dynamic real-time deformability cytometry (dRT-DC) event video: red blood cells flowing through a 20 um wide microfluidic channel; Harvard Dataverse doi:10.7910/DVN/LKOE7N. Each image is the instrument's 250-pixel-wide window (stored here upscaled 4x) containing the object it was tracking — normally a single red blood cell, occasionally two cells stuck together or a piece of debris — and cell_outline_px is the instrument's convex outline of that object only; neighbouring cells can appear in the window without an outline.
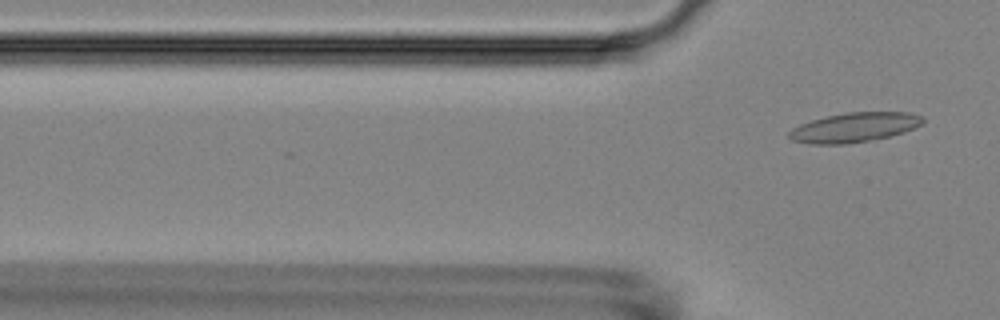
{"species": "Egyptian fruit bat (a non-hibernating species)", "species_latin": "Rousettus aegyptiacus", "temperature_condition": "room temperature", "stored_images_in_passage": 5, "camera_frame_rate_fps": 3000, "um_per_image_px": 0.085, "animal": {"sex": "female"}, "frame": {"image": 1, "passage_image": 5, "time_ms": 5.667, "image_size_px": [1000, 320], "cell_outline_px": [[924, 120], [920, 124], [904, 132], [888, 136], [848, 144], [812, 144], [792, 140], [788, 136], [788, 132], [792, 128], [800, 124], [812, 120], [828, 116], [848, 112], [908, 112], [924, 116]], "centroid_in_image_um": [72.6, 10.82], "position_along_channel_um": 53.2, "area_um2": 22.77}}